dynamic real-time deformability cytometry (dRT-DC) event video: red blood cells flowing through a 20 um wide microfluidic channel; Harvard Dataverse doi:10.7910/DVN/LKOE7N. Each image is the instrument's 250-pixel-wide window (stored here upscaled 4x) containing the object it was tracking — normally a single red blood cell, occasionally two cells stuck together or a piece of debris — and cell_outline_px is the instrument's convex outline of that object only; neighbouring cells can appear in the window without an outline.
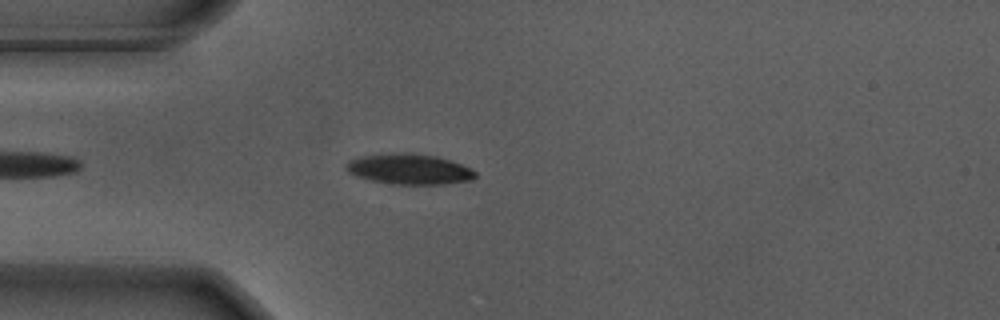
{"species": "Egyptian fruit bat (a non-hibernating species)", "species_latin": "Rousettus aegyptiacus", "temperature_condition": "warm", "stored_images_in_passage": 31, "camera_frame_rate_fps": 3000, "um_per_image_px": 0.085, "animal": {"sex": "male"}, "frame": {"image": 1, "passage_image": 5, "time_ms": 1.333, "image_size_px": [1000, 320], "cell_outline_px": [[476, 176], [472, 180], [444, 184], [392, 184], [372, 180], [348, 172], [344, 168], [344, 164], [348, 160], [360, 156], [404, 152], [436, 156], [472, 168], [476, 172]], "centroid_in_image_um": [34.78, 14.37], "position_along_channel_um": 50.2, "area_um2": 22.83}}
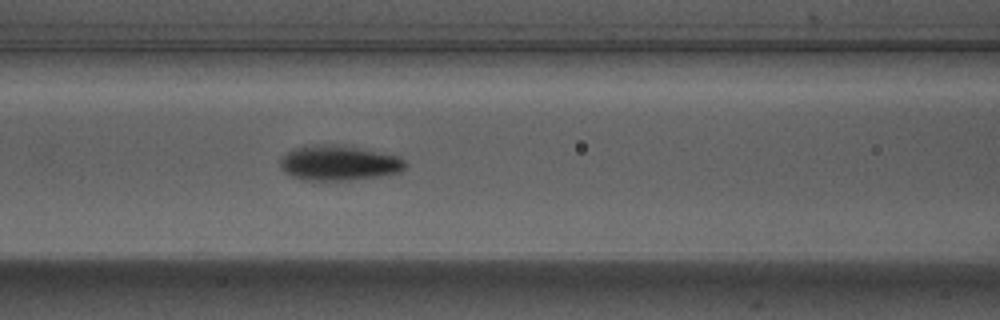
{"frame": {"image": 2, "passage_image": 13, "time_ms": 4.0, "image_size_px": [1000, 320], "cell_outline_px": [[408, 164], [400, 172], [380, 176], [348, 180], [300, 180], [284, 172], [280, 168], [280, 156], [292, 148], [312, 144], [332, 144], [356, 148], [400, 156]], "centroid_in_image_um": [28.74, 13.85], "position_along_channel_um": 137.9, "area_um2": 25.72}}
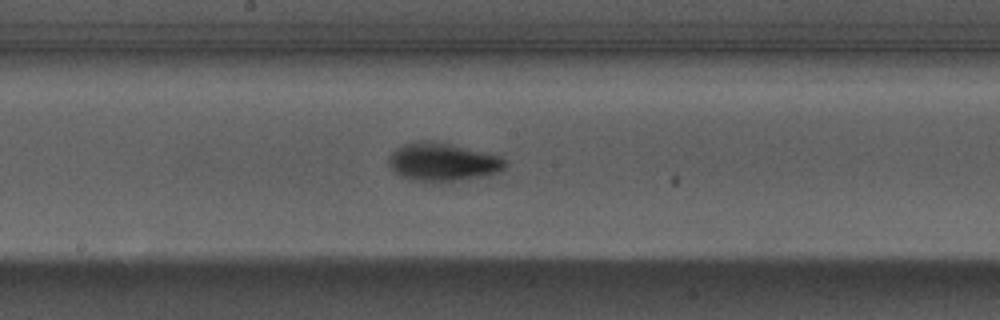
{"frame": {"image": 3, "passage_image": 19, "time_ms": 6.0, "image_size_px": [1000, 320], "cell_outline_px": [[508, 164], [500, 172], [484, 176], [456, 180], [408, 180], [396, 172], [388, 164], [388, 156], [396, 148], [404, 144], [424, 140], [432, 140], [500, 156]], "centroid_in_image_um": [37.62, 13.75], "position_along_channel_um": 210.6, "area_um2": 25.43}}